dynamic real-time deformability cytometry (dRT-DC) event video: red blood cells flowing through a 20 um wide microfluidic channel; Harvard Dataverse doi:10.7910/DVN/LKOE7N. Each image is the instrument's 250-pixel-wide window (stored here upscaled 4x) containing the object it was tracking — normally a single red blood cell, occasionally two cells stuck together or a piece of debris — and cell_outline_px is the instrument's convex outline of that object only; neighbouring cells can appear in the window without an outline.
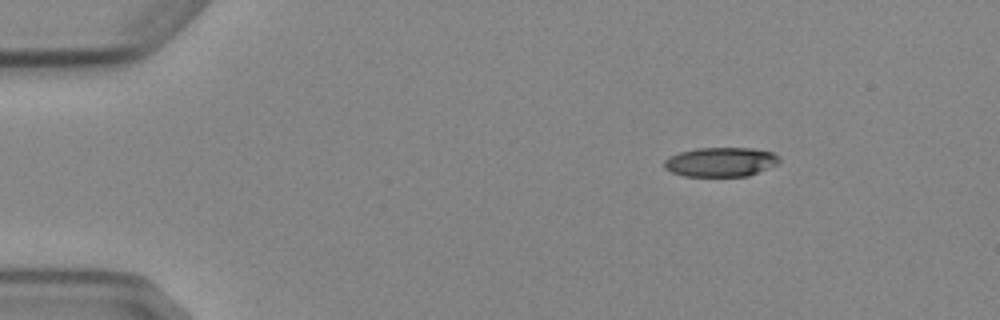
{"species": "Egyptian fruit bat (a non-hibernating species)", "species_latin": "Rousettus aegyptiacus", "temperature_condition": "cold", "stored_images_in_passage": 4, "camera_frame_rate_fps": 3000, "um_per_image_px": 0.085, "animal": {"sex": "female"}, "frame": {"image": 1, "passage_image": 1, "time_ms": 0.0, "image_size_px": [1000, 320], "cell_outline_px": [[780, 164], [748, 176], [684, 176], [672, 172], [664, 168], [664, 160], [668, 156], [680, 152], [696, 148], [752, 148], [772, 152], [780, 156]], "centroid_in_image_um": [61.28, 13.76], "position_along_channel_um": 23.7, "area_um2": 19.88}}
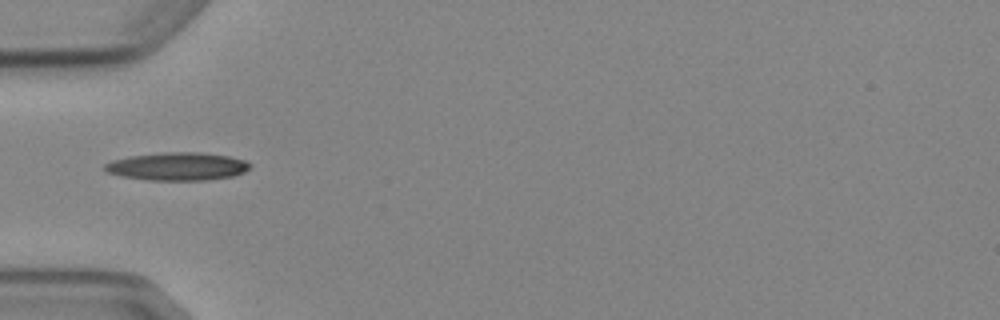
{"frame": {"image": 2, "passage_image": 4, "time_ms": 3.333, "image_size_px": [1000, 320], "cell_outline_px": [[252, 164], [244, 172], [232, 176], [204, 180], [148, 180], [120, 176], [104, 172], [104, 164], [112, 160], [128, 156], [164, 152], [200, 152], [228, 156], [244, 160]], "centroid_in_image_um": [15.03, 14.14], "position_along_channel_um": 70.0, "area_um2": 23.76}}